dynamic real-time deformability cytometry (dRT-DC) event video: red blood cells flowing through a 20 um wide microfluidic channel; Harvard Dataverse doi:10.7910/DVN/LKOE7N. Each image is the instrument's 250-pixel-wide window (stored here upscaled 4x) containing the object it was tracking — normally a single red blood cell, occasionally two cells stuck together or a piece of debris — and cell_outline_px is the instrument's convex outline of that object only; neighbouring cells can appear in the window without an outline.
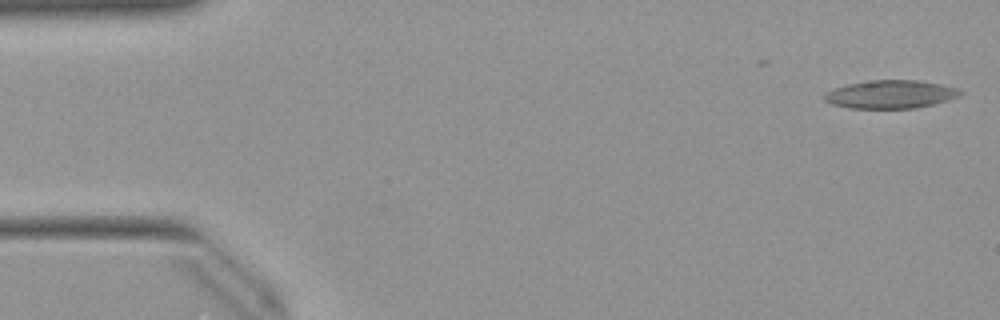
{"species": "Egyptian fruit bat (a non-hibernating species)", "species_latin": "Rousettus aegyptiacus", "temperature_condition": "warm", "stored_images_in_passage": 47, "camera_frame_rate_fps": 3000, "um_per_image_px": 0.085, "animal": {"sex": "female"}, "frame": {"image": 1, "passage_image": 1, "time_ms": 0.0, "image_size_px": [1000, 320], "cell_outline_px": [[964, 92], [960, 96], [948, 100], [916, 108], [848, 108], [832, 104], [824, 100], [824, 96], [828, 92], [836, 88], [848, 84], [872, 80], [916, 80], [940, 84], [956, 88]], "centroid_in_image_um": [75.72, 8.02], "position_along_channel_um": 9.3, "area_um2": 22.08}}
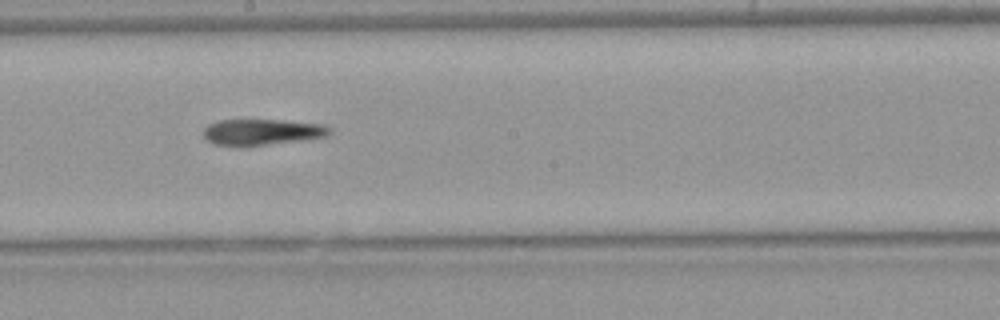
{"frame": {"image": 2, "passage_image": 27, "time_ms": 8.667, "image_size_px": [1000, 320], "cell_outline_px": [[332, 132], [328, 136], [304, 140], [264, 144], [216, 144], [208, 140], [204, 136], [204, 128], [208, 124], [220, 120], [284, 120], [324, 124], [332, 128]], "centroid_in_image_um": [22.37, 11.19], "position_along_channel_um": 225.8, "area_um2": 18.73}}
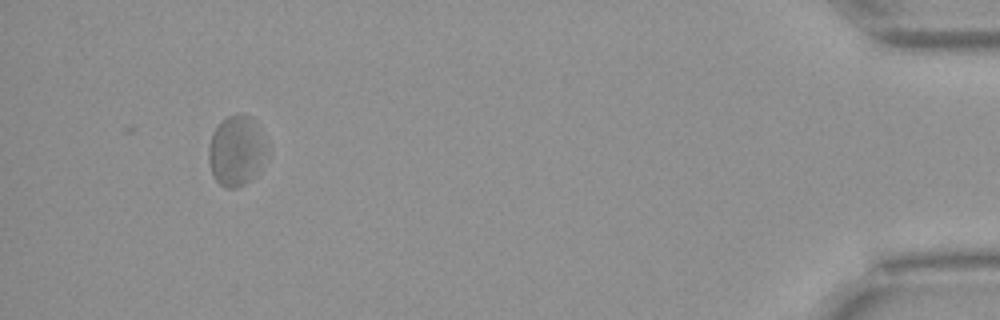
{"frame": {"image": 3, "passage_image": 47, "time_ms": 15.333, "image_size_px": [1000, 320], "cell_outline_px": [[260, 172], [244, 184], [236, 188], [228, 188], [220, 184], [216, 180], [212, 172], [208, 160], [208, 148], [212, 132], [220, 120], [228, 116], [240, 112], [252, 116], [256, 120], [260, 136]], "centroid_in_image_um": [19.98, 12.78], "position_along_channel_um": 415.2, "area_um2": 23.06}}